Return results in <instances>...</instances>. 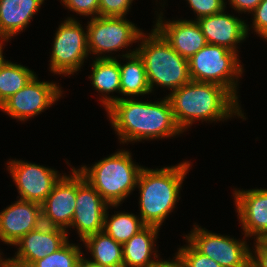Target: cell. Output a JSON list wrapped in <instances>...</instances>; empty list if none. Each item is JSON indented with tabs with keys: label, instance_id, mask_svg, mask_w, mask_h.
I'll list each match as a JSON object with an SVG mask.
<instances>
[{
	"label": "cell",
	"instance_id": "cell-19",
	"mask_svg": "<svg viewBox=\"0 0 267 267\" xmlns=\"http://www.w3.org/2000/svg\"><path fill=\"white\" fill-rule=\"evenodd\" d=\"M45 0H0V42H8L30 24Z\"/></svg>",
	"mask_w": 267,
	"mask_h": 267
},
{
	"label": "cell",
	"instance_id": "cell-32",
	"mask_svg": "<svg viewBox=\"0 0 267 267\" xmlns=\"http://www.w3.org/2000/svg\"><path fill=\"white\" fill-rule=\"evenodd\" d=\"M254 241L256 243L254 242V251H251L250 267H267V244L263 240Z\"/></svg>",
	"mask_w": 267,
	"mask_h": 267
},
{
	"label": "cell",
	"instance_id": "cell-11",
	"mask_svg": "<svg viewBox=\"0 0 267 267\" xmlns=\"http://www.w3.org/2000/svg\"><path fill=\"white\" fill-rule=\"evenodd\" d=\"M109 205L99 192L77 170L76 208L69 228H75L82 242L86 237L103 231L107 208Z\"/></svg>",
	"mask_w": 267,
	"mask_h": 267
},
{
	"label": "cell",
	"instance_id": "cell-3",
	"mask_svg": "<svg viewBox=\"0 0 267 267\" xmlns=\"http://www.w3.org/2000/svg\"><path fill=\"white\" fill-rule=\"evenodd\" d=\"M190 165L192 166L191 162L183 161L161 169L142 168L137 188L140 194L139 216L146 225L160 228L167 216L174 211Z\"/></svg>",
	"mask_w": 267,
	"mask_h": 267
},
{
	"label": "cell",
	"instance_id": "cell-15",
	"mask_svg": "<svg viewBox=\"0 0 267 267\" xmlns=\"http://www.w3.org/2000/svg\"><path fill=\"white\" fill-rule=\"evenodd\" d=\"M233 194L243 234L247 238L264 240L267 237V189L235 188Z\"/></svg>",
	"mask_w": 267,
	"mask_h": 267
},
{
	"label": "cell",
	"instance_id": "cell-33",
	"mask_svg": "<svg viewBox=\"0 0 267 267\" xmlns=\"http://www.w3.org/2000/svg\"><path fill=\"white\" fill-rule=\"evenodd\" d=\"M261 1L262 0H228L235 11L238 13L248 12V14H251Z\"/></svg>",
	"mask_w": 267,
	"mask_h": 267
},
{
	"label": "cell",
	"instance_id": "cell-16",
	"mask_svg": "<svg viewBox=\"0 0 267 267\" xmlns=\"http://www.w3.org/2000/svg\"><path fill=\"white\" fill-rule=\"evenodd\" d=\"M17 200L0 212V241L12 246L43 224L41 204Z\"/></svg>",
	"mask_w": 267,
	"mask_h": 267
},
{
	"label": "cell",
	"instance_id": "cell-21",
	"mask_svg": "<svg viewBox=\"0 0 267 267\" xmlns=\"http://www.w3.org/2000/svg\"><path fill=\"white\" fill-rule=\"evenodd\" d=\"M91 66L92 74L88 77L94 90L101 93L99 100L106 111L114 102L123 98L109 95L113 92L121 93L119 60L95 58Z\"/></svg>",
	"mask_w": 267,
	"mask_h": 267
},
{
	"label": "cell",
	"instance_id": "cell-38",
	"mask_svg": "<svg viewBox=\"0 0 267 267\" xmlns=\"http://www.w3.org/2000/svg\"><path fill=\"white\" fill-rule=\"evenodd\" d=\"M263 241L267 244V237Z\"/></svg>",
	"mask_w": 267,
	"mask_h": 267
},
{
	"label": "cell",
	"instance_id": "cell-22",
	"mask_svg": "<svg viewBox=\"0 0 267 267\" xmlns=\"http://www.w3.org/2000/svg\"><path fill=\"white\" fill-rule=\"evenodd\" d=\"M126 52L120 56L123 59L126 58L128 62L125 64L119 62L122 96L138 97L152 93L144 63L136 53V49L133 51L130 49V51Z\"/></svg>",
	"mask_w": 267,
	"mask_h": 267
},
{
	"label": "cell",
	"instance_id": "cell-24",
	"mask_svg": "<svg viewBox=\"0 0 267 267\" xmlns=\"http://www.w3.org/2000/svg\"><path fill=\"white\" fill-rule=\"evenodd\" d=\"M108 209L105 213L103 231L116 242L124 244L146 226L139 215L124 211L116 212L114 215L109 216Z\"/></svg>",
	"mask_w": 267,
	"mask_h": 267
},
{
	"label": "cell",
	"instance_id": "cell-18",
	"mask_svg": "<svg viewBox=\"0 0 267 267\" xmlns=\"http://www.w3.org/2000/svg\"><path fill=\"white\" fill-rule=\"evenodd\" d=\"M208 44L226 47L238 54V43L249 37V25L245 20L226 14L225 9L217 14L196 20Z\"/></svg>",
	"mask_w": 267,
	"mask_h": 267
},
{
	"label": "cell",
	"instance_id": "cell-34",
	"mask_svg": "<svg viewBox=\"0 0 267 267\" xmlns=\"http://www.w3.org/2000/svg\"><path fill=\"white\" fill-rule=\"evenodd\" d=\"M150 267H183L182 262L178 255L175 253L174 259L170 260H163L159 259L154 264H152Z\"/></svg>",
	"mask_w": 267,
	"mask_h": 267
},
{
	"label": "cell",
	"instance_id": "cell-26",
	"mask_svg": "<svg viewBox=\"0 0 267 267\" xmlns=\"http://www.w3.org/2000/svg\"><path fill=\"white\" fill-rule=\"evenodd\" d=\"M79 245L69 243V240L57 251L43 259L35 261L30 267H77L84 254Z\"/></svg>",
	"mask_w": 267,
	"mask_h": 267
},
{
	"label": "cell",
	"instance_id": "cell-30",
	"mask_svg": "<svg viewBox=\"0 0 267 267\" xmlns=\"http://www.w3.org/2000/svg\"><path fill=\"white\" fill-rule=\"evenodd\" d=\"M61 2L68 10L80 16L90 15L91 18L99 16V0H61Z\"/></svg>",
	"mask_w": 267,
	"mask_h": 267
},
{
	"label": "cell",
	"instance_id": "cell-7",
	"mask_svg": "<svg viewBox=\"0 0 267 267\" xmlns=\"http://www.w3.org/2000/svg\"><path fill=\"white\" fill-rule=\"evenodd\" d=\"M87 24L85 30L88 51L90 55H97L96 59H116L117 57L110 55L113 51H121L130 44L139 42L144 33L126 17H92Z\"/></svg>",
	"mask_w": 267,
	"mask_h": 267
},
{
	"label": "cell",
	"instance_id": "cell-25",
	"mask_svg": "<svg viewBox=\"0 0 267 267\" xmlns=\"http://www.w3.org/2000/svg\"><path fill=\"white\" fill-rule=\"evenodd\" d=\"M36 72L21 64L7 61L0 70V106L22 89Z\"/></svg>",
	"mask_w": 267,
	"mask_h": 267
},
{
	"label": "cell",
	"instance_id": "cell-36",
	"mask_svg": "<svg viewBox=\"0 0 267 267\" xmlns=\"http://www.w3.org/2000/svg\"><path fill=\"white\" fill-rule=\"evenodd\" d=\"M5 42H0V70L4 66V64L7 62L6 59H4L5 56H3V45Z\"/></svg>",
	"mask_w": 267,
	"mask_h": 267
},
{
	"label": "cell",
	"instance_id": "cell-4",
	"mask_svg": "<svg viewBox=\"0 0 267 267\" xmlns=\"http://www.w3.org/2000/svg\"><path fill=\"white\" fill-rule=\"evenodd\" d=\"M140 36L136 53L142 59L151 92L154 86L171 92L191 81L188 60L179 55L164 38L152 28L151 33Z\"/></svg>",
	"mask_w": 267,
	"mask_h": 267
},
{
	"label": "cell",
	"instance_id": "cell-37",
	"mask_svg": "<svg viewBox=\"0 0 267 267\" xmlns=\"http://www.w3.org/2000/svg\"><path fill=\"white\" fill-rule=\"evenodd\" d=\"M3 252H0V267H6V259L5 258H2L3 256L2 255Z\"/></svg>",
	"mask_w": 267,
	"mask_h": 267
},
{
	"label": "cell",
	"instance_id": "cell-17",
	"mask_svg": "<svg viewBox=\"0 0 267 267\" xmlns=\"http://www.w3.org/2000/svg\"><path fill=\"white\" fill-rule=\"evenodd\" d=\"M157 15L154 29L185 59H190L208 44L196 20L179 19L166 21L163 17V12Z\"/></svg>",
	"mask_w": 267,
	"mask_h": 267
},
{
	"label": "cell",
	"instance_id": "cell-2",
	"mask_svg": "<svg viewBox=\"0 0 267 267\" xmlns=\"http://www.w3.org/2000/svg\"><path fill=\"white\" fill-rule=\"evenodd\" d=\"M182 132L197 121H224L234 116L246 119L239 101L222 85L191 80L166 95Z\"/></svg>",
	"mask_w": 267,
	"mask_h": 267
},
{
	"label": "cell",
	"instance_id": "cell-1",
	"mask_svg": "<svg viewBox=\"0 0 267 267\" xmlns=\"http://www.w3.org/2000/svg\"><path fill=\"white\" fill-rule=\"evenodd\" d=\"M153 102L124 97L106 110L120 144L170 138L183 133L176 123L169 98Z\"/></svg>",
	"mask_w": 267,
	"mask_h": 267
},
{
	"label": "cell",
	"instance_id": "cell-29",
	"mask_svg": "<svg viewBox=\"0 0 267 267\" xmlns=\"http://www.w3.org/2000/svg\"><path fill=\"white\" fill-rule=\"evenodd\" d=\"M133 0H99V16L125 17Z\"/></svg>",
	"mask_w": 267,
	"mask_h": 267
},
{
	"label": "cell",
	"instance_id": "cell-5",
	"mask_svg": "<svg viewBox=\"0 0 267 267\" xmlns=\"http://www.w3.org/2000/svg\"><path fill=\"white\" fill-rule=\"evenodd\" d=\"M93 166L77 169L109 205H120L135 187L143 166L134 163L130 151L121 149Z\"/></svg>",
	"mask_w": 267,
	"mask_h": 267
},
{
	"label": "cell",
	"instance_id": "cell-9",
	"mask_svg": "<svg viewBox=\"0 0 267 267\" xmlns=\"http://www.w3.org/2000/svg\"><path fill=\"white\" fill-rule=\"evenodd\" d=\"M243 239L209 232L195 223L186 238L200 253L214 260L221 267H250L251 250Z\"/></svg>",
	"mask_w": 267,
	"mask_h": 267
},
{
	"label": "cell",
	"instance_id": "cell-6",
	"mask_svg": "<svg viewBox=\"0 0 267 267\" xmlns=\"http://www.w3.org/2000/svg\"><path fill=\"white\" fill-rule=\"evenodd\" d=\"M239 55L223 46L207 44L188 59L190 79L225 87L238 101V82L243 74Z\"/></svg>",
	"mask_w": 267,
	"mask_h": 267
},
{
	"label": "cell",
	"instance_id": "cell-12",
	"mask_svg": "<svg viewBox=\"0 0 267 267\" xmlns=\"http://www.w3.org/2000/svg\"><path fill=\"white\" fill-rule=\"evenodd\" d=\"M7 162V170L16 184L18 199L42 204L51 193L53 186L62 177L58 171L22 160ZM20 197V198H19Z\"/></svg>",
	"mask_w": 267,
	"mask_h": 267
},
{
	"label": "cell",
	"instance_id": "cell-14",
	"mask_svg": "<svg viewBox=\"0 0 267 267\" xmlns=\"http://www.w3.org/2000/svg\"><path fill=\"white\" fill-rule=\"evenodd\" d=\"M71 172L69 176L62 175L41 204L44 225L59 227L66 231L70 227L76 208L77 169L71 167Z\"/></svg>",
	"mask_w": 267,
	"mask_h": 267
},
{
	"label": "cell",
	"instance_id": "cell-8",
	"mask_svg": "<svg viewBox=\"0 0 267 267\" xmlns=\"http://www.w3.org/2000/svg\"><path fill=\"white\" fill-rule=\"evenodd\" d=\"M79 22L70 16L59 25L55 33L49 61L50 71L54 75H74L89 56L87 30Z\"/></svg>",
	"mask_w": 267,
	"mask_h": 267
},
{
	"label": "cell",
	"instance_id": "cell-27",
	"mask_svg": "<svg viewBox=\"0 0 267 267\" xmlns=\"http://www.w3.org/2000/svg\"><path fill=\"white\" fill-rule=\"evenodd\" d=\"M186 246L178 248L177 255L183 267H221L214 260L200 253L187 239Z\"/></svg>",
	"mask_w": 267,
	"mask_h": 267
},
{
	"label": "cell",
	"instance_id": "cell-10",
	"mask_svg": "<svg viewBox=\"0 0 267 267\" xmlns=\"http://www.w3.org/2000/svg\"><path fill=\"white\" fill-rule=\"evenodd\" d=\"M62 87L55 82L39 81L35 75L22 89L9 97L0 110L13 119L27 121L51 107L62 97Z\"/></svg>",
	"mask_w": 267,
	"mask_h": 267
},
{
	"label": "cell",
	"instance_id": "cell-20",
	"mask_svg": "<svg viewBox=\"0 0 267 267\" xmlns=\"http://www.w3.org/2000/svg\"><path fill=\"white\" fill-rule=\"evenodd\" d=\"M159 230V227L146 225L123 244V267H150L158 260L160 255L154 242Z\"/></svg>",
	"mask_w": 267,
	"mask_h": 267
},
{
	"label": "cell",
	"instance_id": "cell-31",
	"mask_svg": "<svg viewBox=\"0 0 267 267\" xmlns=\"http://www.w3.org/2000/svg\"><path fill=\"white\" fill-rule=\"evenodd\" d=\"M253 15V24L250 27L261 38L267 40V0H262L255 10L251 13Z\"/></svg>",
	"mask_w": 267,
	"mask_h": 267
},
{
	"label": "cell",
	"instance_id": "cell-35",
	"mask_svg": "<svg viewBox=\"0 0 267 267\" xmlns=\"http://www.w3.org/2000/svg\"><path fill=\"white\" fill-rule=\"evenodd\" d=\"M77 267H101V266L89 261V259L82 256L78 262Z\"/></svg>",
	"mask_w": 267,
	"mask_h": 267
},
{
	"label": "cell",
	"instance_id": "cell-28",
	"mask_svg": "<svg viewBox=\"0 0 267 267\" xmlns=\"http://www.w3.org/2000/svg\"><path fill=\"white\" fill-rule=\"evenodd\" d=\"M189 4V7L196 13L195 20L205 16H211L222 12L226 5L225 0H186Z\"/></svg>",
	"mask_w": 267,
	"mask_h": 267
},
{
	"label": "cell",
	"instance_id": "cell-23",
	"mask_svg": "<svg viewBox=\"0 0 267 267\" xmlns=\"http://www.w3.org/2000/svg\"><path fill=\"white\" fill-rule=\"evenodd\" d=\"M92 259L101 267H123V244L116 242L104 231L86 237L82 241Z\"/></svg>",
	"mask_w": 267,
	"mask_h": 267
},
{
	"label": "cell",
	"instance_id": "cell-13",
	"mask_svg": "<svg viewBox=\"0 0 267 267\" xmlns=\"http://www.w3.org/2000/svg\"><path fill=\"white\" fill-rule=\"evenodd\" d=\"M68 241V230L42 224L21 237L14 245L18 246L13 258H6V267L31 266L60 249Z\"/></svg>",
	"mask_w": 267,
	"mask_h": 267
}]
</instances>
